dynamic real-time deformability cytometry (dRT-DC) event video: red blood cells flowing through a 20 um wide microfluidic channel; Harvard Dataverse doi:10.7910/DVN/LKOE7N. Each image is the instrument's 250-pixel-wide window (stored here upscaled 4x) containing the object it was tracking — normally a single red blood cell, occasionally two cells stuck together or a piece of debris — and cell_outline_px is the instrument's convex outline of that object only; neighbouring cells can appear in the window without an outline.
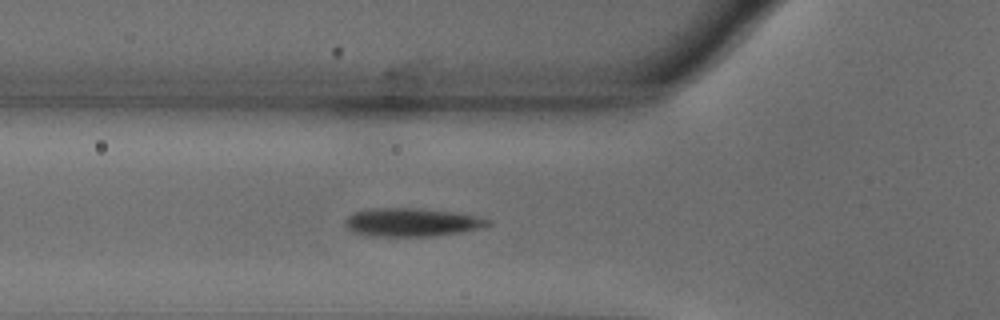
{"species": "common noctule bat (a hibernating species)", "species_latin": "Nyctalus noctula", "temperature_condition": "warm", "stored_images_in_passage": 29, "camera_frame_rate_fps": 3000, "um_per_image_px": 0.085, "animal": {"sex": "male", "body_mass_g": 18.8}, "frame": {"image": 1, "passage_image": 2, "time_ms": 0.333, "image_size_px": [1000, 320], "cell_outline_px": [[492, 224], [460, 232], [432, 236], [368, 236], [352, 232], [344, 224], [344, 220], [352, 212], [368, 208], [412, 208], [452, 212], [472, 216], [488, 220]], "centroid_in_image_um": [34.86, 18.9], "position_along_channel_um": 90.9, "area_um2": 23.29}}
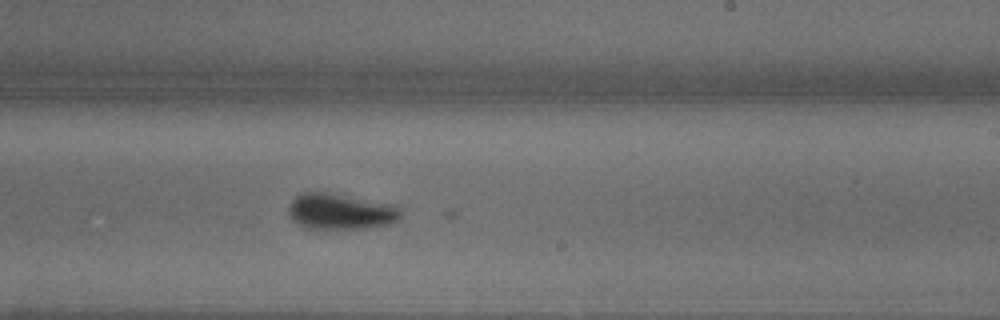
{"frame": {"image": 2, "passage_image": 16, "time_ms": 5.0, "image_size_px": [1000, 320], "cell_outline_px": [[400, 216], [392, 224], [368, 228], [304, 228], [292, 220], [288, 212], [288, 208], [292, 200], [296, 196], [304, 192], [324, 192], [400, 204]], "centroid_in_image_um": [28.99, 17.97], "position_along_channel_um": 260.0, "area_um2": 23.7}}
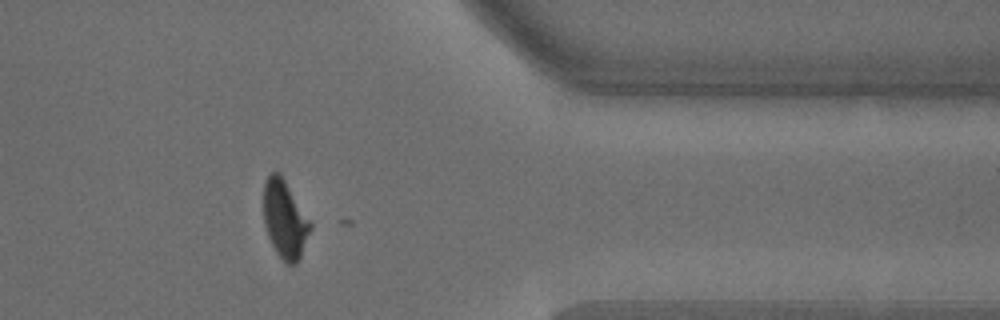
{"frame": {"image": 3, "passage_image": 28, "time_ms": 9.0, "image_size_px": [1000, 320], "cell_outline_px": [[312, 228], [300, 256], [296, 264], [284, 264], [276, 252], [268, 236], [264, 224], [264, 184], [268, 176], [272, 172], [280, 172], [312, 224]], "centroid_in_image_um": [24.21, 18.66], "position_along_channel_um": 387.2, "area_um2": 21.1}}